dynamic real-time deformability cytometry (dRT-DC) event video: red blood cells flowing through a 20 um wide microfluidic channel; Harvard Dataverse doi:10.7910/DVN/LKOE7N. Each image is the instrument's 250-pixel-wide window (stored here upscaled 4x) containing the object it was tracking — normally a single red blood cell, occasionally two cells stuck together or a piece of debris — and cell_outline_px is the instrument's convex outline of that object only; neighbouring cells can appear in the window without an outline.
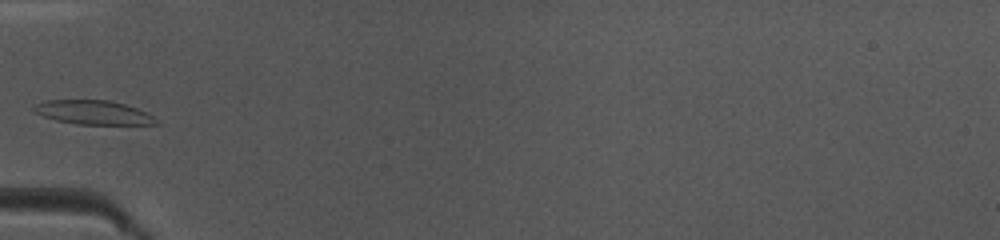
{"species": "common noctule bat (a hibernating species)", "species_latin": "Nyctalus noctula", "temperature_condition": "warm", "stored_images_in_passage": 33, "camera_frame_rate_fps": 3000, "um_per_image_px": 0.085, "animal": {"sex": "female", "body_mass_g": 10.0, "forearm_length_mm": 53.1}, "frame": {"image": 1, "passage_image": 1, "time_ms": 0.0, "image_size_px": [1000, 240], "cell_outline_px": [[164, 124], [76, 124], [56, 120], [32, 112], [32, 108], [36, 104], [44, 100], [108, 100], [124, 104], [136, 108], [152, 116]], "centroid_in_image_um": [7.9, 9.56], "position_along_channel_um": 77.1, "area_um2": 17.05}}
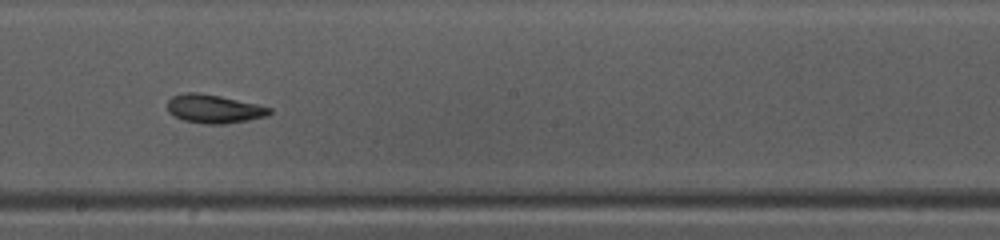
{"frame": {"image": 2, "passage_image": 12, "time_ms": 3.667, "image_size_px": [1000, 240], "cell_outline_px": [[272, 112], [268, 116], [248, 120], [224, 124], [204, 124], [184, 120], [168, 112], [168, 100], [172, 96], [184, 92], [200, 92], [220, 96], [256, 104], [272, 108]], "centroid_in_image_um": [18.19, 9.25], "position_along_channel_um": 230.0, "area_um2": 16.99}}
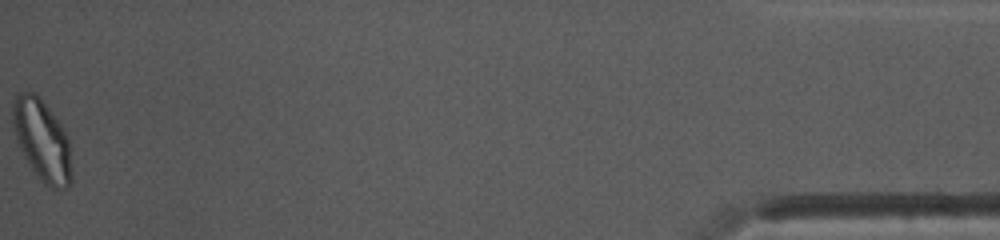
{"frame": {"image": 3, "passage_image": 33, "time_ms": 10.667, "image_size_px": [1000, 240], "cell_outline_px": [[72, 180], [68, 188], [52, 188], [44, 184], [40, 180], [24, 156], [16, 140], [12, 124], [12, 100], [20, 92], [32, 92], [40, 96], [60, 124], [68, 140], [72, 176]], "centroid_in_image_um": [3.55, 11.91], "position_along_channel_um": 431.6, "area_um2": 27.8}}